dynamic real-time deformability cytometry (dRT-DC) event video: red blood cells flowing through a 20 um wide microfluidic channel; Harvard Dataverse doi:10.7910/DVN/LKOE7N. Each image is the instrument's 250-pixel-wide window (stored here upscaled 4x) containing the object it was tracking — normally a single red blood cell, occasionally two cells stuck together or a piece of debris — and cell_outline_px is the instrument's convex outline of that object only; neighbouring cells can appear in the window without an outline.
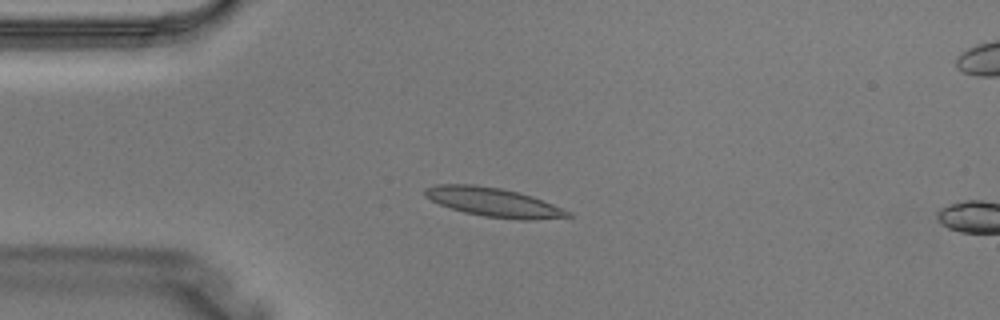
{"species": "Egyptian fruit bat (a non-hibernating species)", "species_latin": "Rousettus aegyptiacus", "temperature_condition": "warm", "stored_images_in_passage": 2, "camera_frame_rate_fps": 3000, "um_per_image_px": 0.085, "animal": {"sex": "male"}, "frame": {"image": 1, "passage_image": 2, "time_ms": 0.333, "image_size_px": [1000, 320], "cell_outline_px": [[572, 216], [532, 220], [520, 220], [484, 216], [464, 212], [440, 204], [424, 196], [424, 188], [436, 184], [476, 184], [500, 188], [532, 196], [572, 212]], "centroid_in_image_um": [41.93, 17.18], "position_along_channel_um": 43.1, "area_um2": 23.99}}